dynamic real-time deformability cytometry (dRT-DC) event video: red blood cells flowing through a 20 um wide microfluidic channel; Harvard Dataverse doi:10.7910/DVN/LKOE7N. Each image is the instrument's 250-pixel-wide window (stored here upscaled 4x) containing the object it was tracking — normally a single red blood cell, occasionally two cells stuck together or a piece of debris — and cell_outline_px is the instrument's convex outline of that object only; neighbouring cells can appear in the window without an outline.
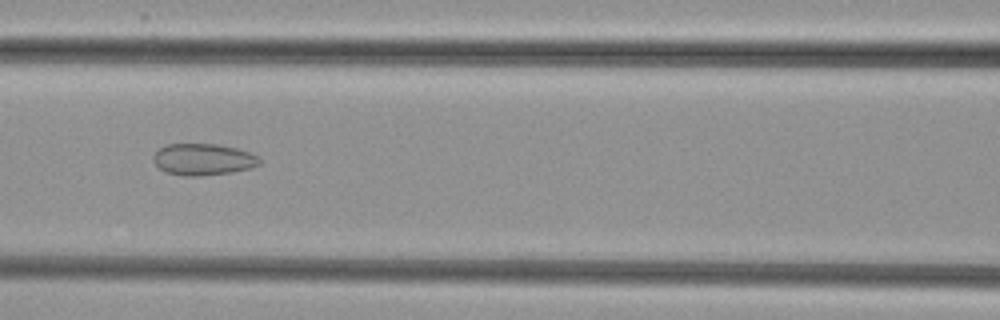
{"species": "common noctule bat (a hibernating species)", "species_latin": "Nyctalus noctula", "temperature_condition": "cold", "stored_images_in_passage": 8, "camera_frame_rate_fps": 3000, "um_per_image_px": 0.085, "animal": {"sex": "female", "body_mass_g": 29.2, "forearm_length_mm": 56.3}, "frame": {"image": 1, "passage_image": 6, "time_ms": 7.0, "image_size_px": [1000, 320], "cell_outline_px": [[260, 164], [252, 168], [232, 172], [200, 176], [184, 176], [164, 172], [152, 160], [152, 156], [160, 148], [168, 144], [220, 144], [236, 148], [248, 152], [256, 156], [260, 160]], "centroid_in_image_um": [17.25, 13.55], "position_along_channel_um": 149.3, "area_um2": 19.59}}
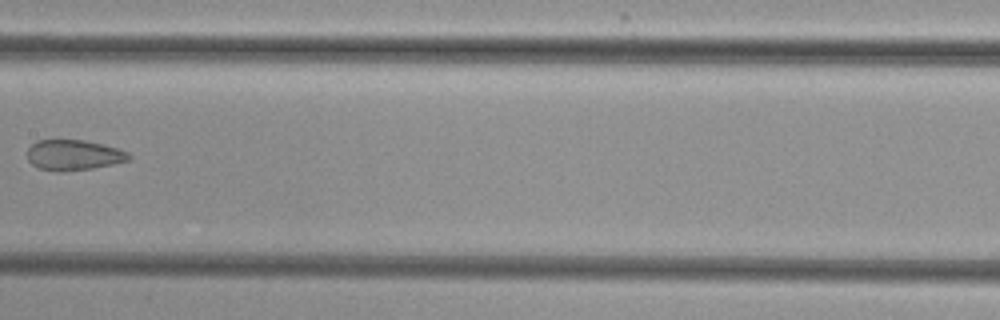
{"frame": {"image": 2, "passage_image": 7, "time_ms": 8.333, "image_size_px": [1000, 320], "cell_outline_px": [[132, 156], [128, 160], [112, 164], [92, 168], [60, 172], [56, 172], [40, 168], [32, 164], [28, 160], [28, 148], [36, 140], [84, 140], [104, 144], [128, 152]], "centroid_in_image_um": [6.25, 13.17], "position_along_channel_um": 201.2, "area_um2": 17.98}}
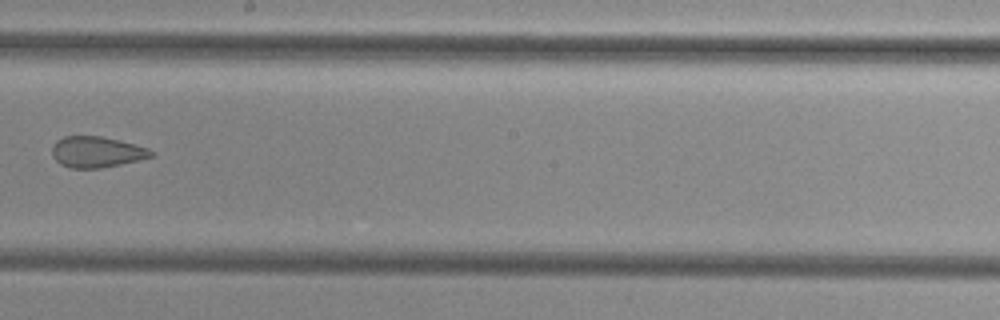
{"frame": {"image": 3, "passage_image": 8, "time_ms": 9.333, "image_size_px": [1000, 320], "cell_outline_px": [[156, 156], [120, 164], [100, 168], [72, 168], [60, 164], [52, 156], [52, 144], [56, 140], [64, 136], [100, 136], [120, 140], [148, 148], [156, 152]], "centroid_in_image_um": [8.23, 12.91], "position_along_channel_um": 240.0, "area_um2": 18.03}}